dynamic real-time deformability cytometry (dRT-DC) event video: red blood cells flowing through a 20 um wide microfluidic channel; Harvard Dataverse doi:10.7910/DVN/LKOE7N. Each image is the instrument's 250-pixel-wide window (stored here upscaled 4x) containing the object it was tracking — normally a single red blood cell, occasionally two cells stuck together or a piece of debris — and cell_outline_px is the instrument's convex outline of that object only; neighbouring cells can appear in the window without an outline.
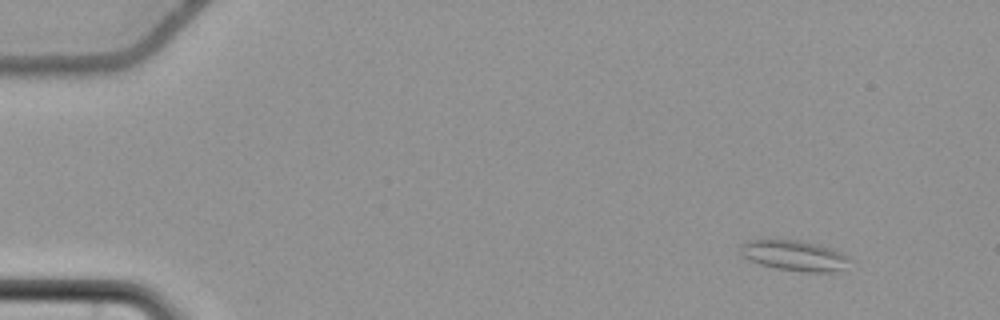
{"species": "common noctule bat (a hibernating species)", "species_latin": "Nyctalus noctula", "temperature_condition": "cold", "stored_images_in_passage": 58, "camera_frame_rate_fps": 3000, "um_per_image_px": 0.085, "animal": {"sex": "female", "body_mass_g": 22.7, "forearm_length_mm": 54.2}, "frame": {"image": 1, "passage_image": 6, "time_ms": 1.667, "image_size_px": [1000, 320], "cell_outline_px": [[848, 260], [840, 268], [832, 272], [808, 272], [776, 268], [760, 264], [740, 256], [740, 248], [748, 240], [768, 236], [776, 236], [800, 240], [820, 244], [844, 252], [848, 256]], "centroid_in_image_um": [67.42, 21.64], "position_along_channel_um": 17.6, "area_um2": 20.06}}
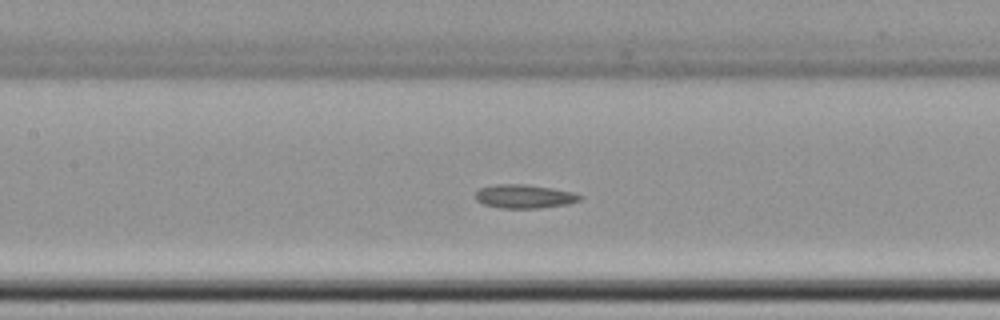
{"frame": {"image": 2, "passage_image": 28, "time_ms": 9.0, "image_size_px": [1000, 320], "cell_outline_px": [[584, 196], [580, 200], [568, 204], [536, 208], [500, 208], [484, 204], [476, 200], [472, 196], [480, 188], [496, 184], [524, 184], [552, 188], [572, 192]], "centroid_in_image_um": [44.54, 16.69], "position_along_channel_um": 162.9, "area_um2": 14.45}}
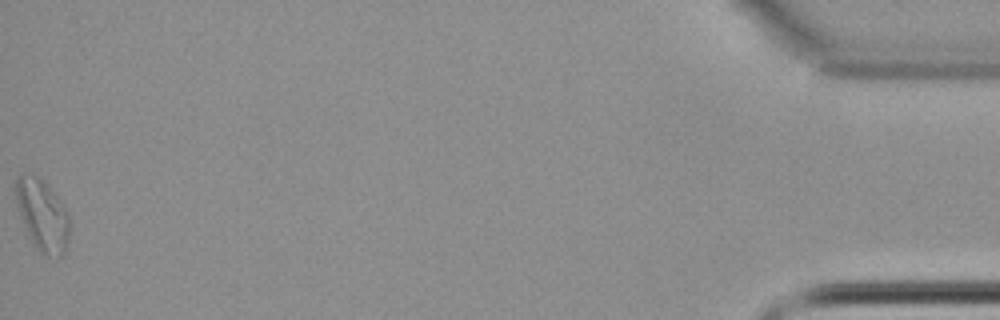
{"frame": {"image": 3, "passage_image": 58, "time_ms": 19.0, "image_size_px": [1000, 320], "cell_outline_px": [[68, 240], [64, 256], [48, 256], [40, 252], [32, 244], [28, 236], [16, 200], [16, 180], [20, 172], [36, 176], [56, 196], [64, 208], [68, 216]], "centroid_in_image_um": [3.59, 18.33], "position_along_channel_um": 431.6, "area_um2": 21.73}, "authors_computed_cell_mechanics": {"area_um2": 15.5482, "velocity_mm_per_s": 3.6766, "shape_relaxation_time_tau1_ms": 5.2878, "shape_relaxation_time_tau2_ms": 2.7924, "deformation_change_tau1": 0.0938, "deformation_change_tau2": 0.0667}}